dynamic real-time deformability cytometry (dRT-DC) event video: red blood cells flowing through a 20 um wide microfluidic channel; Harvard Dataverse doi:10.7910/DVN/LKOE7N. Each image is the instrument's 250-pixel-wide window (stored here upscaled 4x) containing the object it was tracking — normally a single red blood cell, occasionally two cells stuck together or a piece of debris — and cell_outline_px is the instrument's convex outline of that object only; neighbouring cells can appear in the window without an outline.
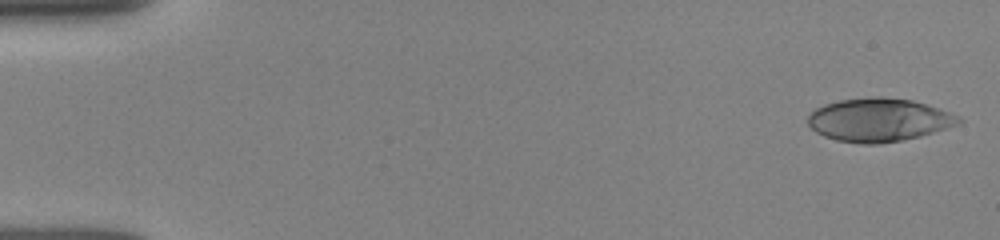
{"species": "human", "species_latin": "Homo sapiens", "temperature_condition": "room temperature", "stored_images_in_passage": 43, "camera_frame_rate_fps": 3000, "um_per_image_px": 0.085, "donor": {"sex": "female"}, "frame": {"image": 1, "passage_image": 1, "time_ms": 0.0, "image_size_px": [1000, 240], "cell_outline_px": [[964, 120], [960, 124], [920, 136], [904, 140], [880, 144], [860, 144], [836, 140], [824, 136], [816, 132], [808, 124], [808, 116], [816, 108], [824, 104], [840, 100], [876, 96], [880, 96], [912, 100], [960, 116]], "centroid_in_image_um": [74.7, 10.2], "position_along_channel_um": 10.3, "area_um2": 38.03}}
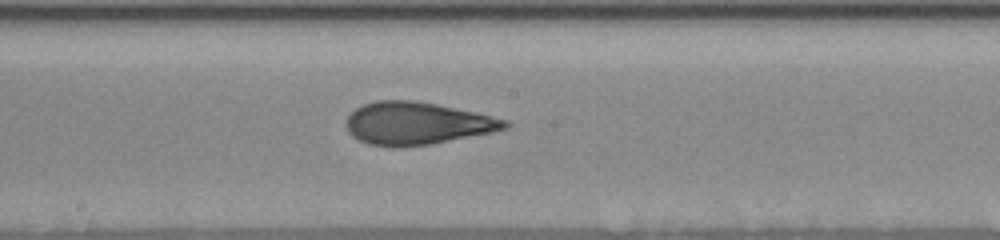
{"frame": {"image": 2, "passage_image": 23, "time_ms": 7.333, "image_size_px": [1000, 240], "cell_outline_px": [[512, 124], [508, 128], [492, 132], [432, 144], [400, 148], [368, 144], [352, 136], [348, 132], [348, 116], [356, 108], [364, 104], [376, 100], [412, 100], [436, 104], [508, 120]], "centroid_in_image_um": [35.45, 10.5], "position_along_channel_um": 212.8, "area_um2": 39.13}}
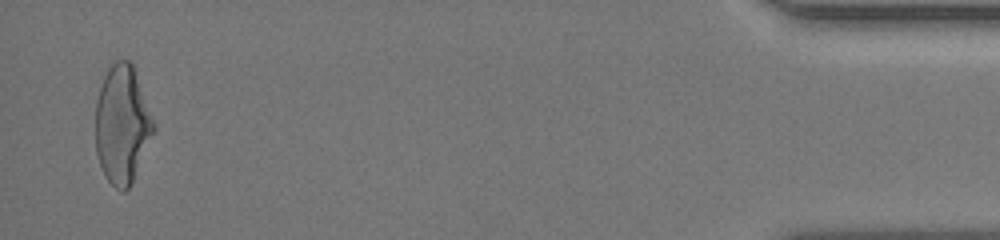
{"frame": {"image": 3, "passage_image": 43, "time_ms": 14.0, "image_size_px": [1000, 240], "cell_outline_px": [[156, 128], [132, 184], [124, 192], [116, 188], [104, 176], [96, 152], [96, 100], [104, 76], [108, 68], [116, 60], [128, 60], [132, 64], [156, 124]], "centroid_in_image_um": [10.4, 10.6], "position_along_channel_um": 424.8, "area_um2": 40.0}, "authors_computed_cell_mechanics": {"area_um2": 38.437, "velocity_mm_per_s": 3.9443, "shape_relaxation_time_tau1_ms": 5.9379, "shape_relaxation_time_tau2_ms": 1.2459, "deformation_change_tau1": 0.2057, "deformation_change_tau2": 0.0882}}